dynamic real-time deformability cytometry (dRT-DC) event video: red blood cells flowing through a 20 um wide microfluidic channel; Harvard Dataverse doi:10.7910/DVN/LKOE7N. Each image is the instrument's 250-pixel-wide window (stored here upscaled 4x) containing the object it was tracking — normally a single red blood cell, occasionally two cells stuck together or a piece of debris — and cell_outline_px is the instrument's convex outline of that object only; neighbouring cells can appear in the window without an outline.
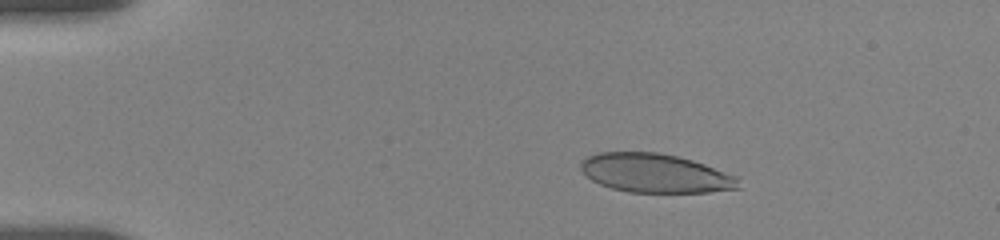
{"species": "human", "species_latin": "Homo sapiens", "temperature_condition": "room temperature", "stored_images_in_passage": 13, "camera_frame_rate_fps": 3000, "um_per_image_px": 0.085, "donor": {"sex": "female"}, "frame": {"image": 1, "passage_image": 2, "time_ms": 1.0, "image_size_px": [1000, 240], "cell_outline_px": [[740, 188], [708, 192], [628, 192], [612, 188], [600, 184], [592, 180], [580, 168], [580, 164], [588, 156], [600, 152], [660, 152], [692, 160], [704, 164], [736, 176]], "centroid_in_image_um": [55.69, 14.72], "position_along_channel_um": 29.3, "area_um2": 35.43}}
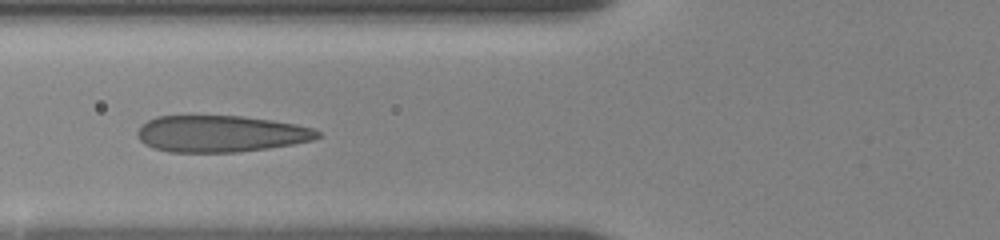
{"frame": {"image": 2, "passage_image": 7, "time_ms": 5.0, "image_size_px": [1000, 240], "cell_outline_px": [[320, 136], [312, 140], [292, 144], [268, 148], [236, 152], [168, 152], [152, 148], [144, 144], [136, 136], [136, 132], [140, 124], [156, 116], [244, 116], [272, 120], [296, 124], [312, 128], [320, 132]], "centroid_in_image_um": [18.7, 11.37], "position_along_channel_um": 107.1, "area_um2": 38.61}}
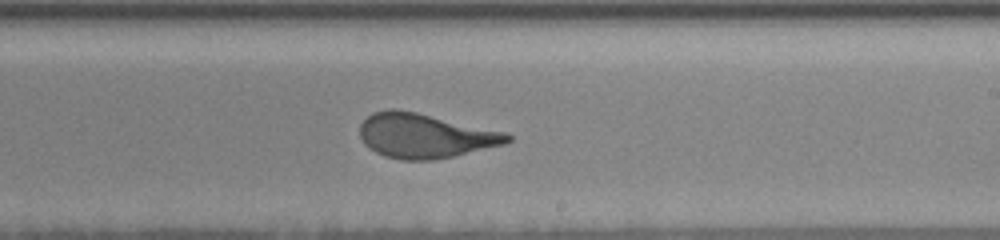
{"frame": {"image": 3, "passage_image": 13, "time_ms": 9.0, "image_size_px": [1000, 240], "cell_outline_px": [[512, 140], [504, 144], [452, 156], [432, 160], [400, 160], [384, 156], [368, 148], [364, 144], [360, 136], [360, 124], [372, 112], [388, 108], [396, 108], [416, 112], [508, 132], [512, 136]], "centroid_in_image_um": [36.1, 11.53], "position_along_channel_um": 252.9, "area_um2": 38.44}}